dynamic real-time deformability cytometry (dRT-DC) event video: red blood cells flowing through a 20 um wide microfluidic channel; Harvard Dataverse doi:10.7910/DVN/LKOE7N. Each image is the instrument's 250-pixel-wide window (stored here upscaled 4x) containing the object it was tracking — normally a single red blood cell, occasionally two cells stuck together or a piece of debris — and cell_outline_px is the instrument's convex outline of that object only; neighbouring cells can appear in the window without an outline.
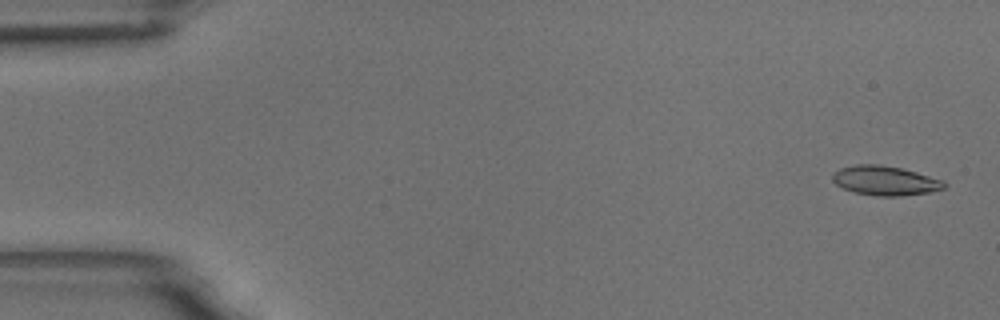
{"species": "common noctule bat (a hibernating species)", "species_latin": "Nyctalus noctula", "temperature_condition": "room temperature", "stored_images_in_passage": 56, "camera_frame_rate_fps": 3000, "um_per_image_px": 0.085, "animal": {"sex": "male", "body_mass_g": 18.8}, "frame": {"image": 1, "passage_image": 2, "time_ms": 0.333, "image_size_px": [1000, 320], "cell_outline_px": [[948, 184], [944, 188], [928, 192], [900, 196], [876, 196], [856, 192], [844, 188], [836, 184], [832, 180], [832, 176], [840, 168], [856, 164], [876, 164], [900, 168], [916, 172], [944, 180]], "centroid_in_image_um": [75.26, 15.35], "position_along_channel_um": 9.7, "area_um2": 18.96}}
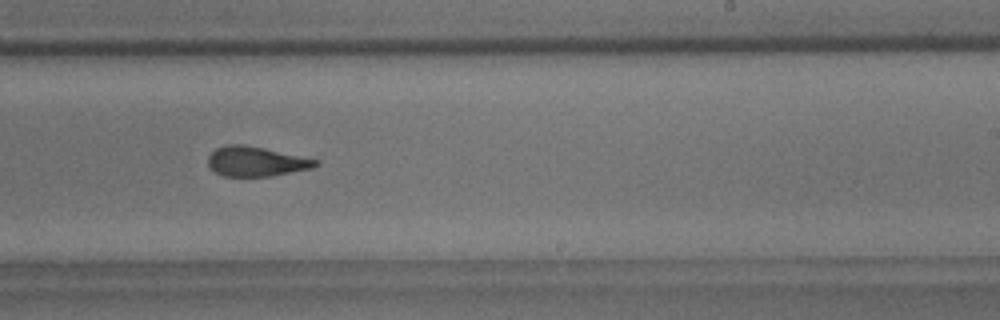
{"frame": {"image": 2, "passage_image": 36, "time_ms": 11.667, "image_size_px": [1000, 320], "cell_outline_px": [[320, 164], [312, 168], [272, 176], [224, 176], [216, 172], [208, 164], [208, 156], [216, 148], [228, 144], [244, 144], [264, 148], [320, 160]], "centroid_in_image_um": [21.79, 13.72], "position_along_channel_um": 267.2, "area_um2": 18.61}}
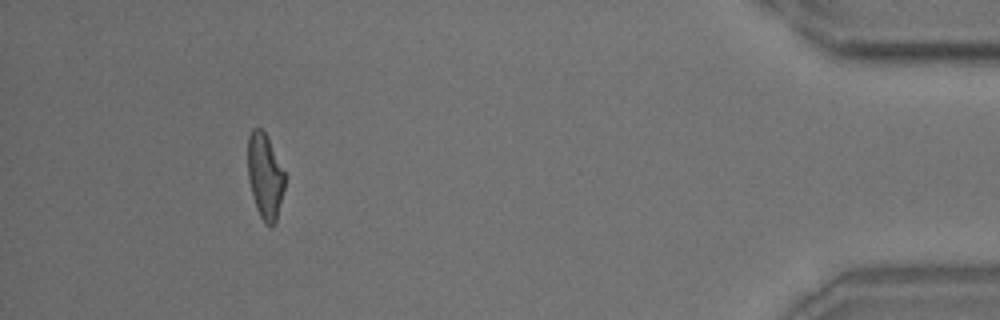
{"frame": {"image": 3, "passage_image": 54, "time_ms": 17.667, "image_size_px": [1000, 320], "cell_outline_px": [[284, 188], [276, 220], [272, 228], [264, 224], [256, 208], [248, 176], [248, 136], [252, 128], [260, 128], [264, 132], [284, 172]], "centroid_in_image_um": [22.51, 15.01], "position_along_channel_um": 412.7, "area_um2": 17.98}}